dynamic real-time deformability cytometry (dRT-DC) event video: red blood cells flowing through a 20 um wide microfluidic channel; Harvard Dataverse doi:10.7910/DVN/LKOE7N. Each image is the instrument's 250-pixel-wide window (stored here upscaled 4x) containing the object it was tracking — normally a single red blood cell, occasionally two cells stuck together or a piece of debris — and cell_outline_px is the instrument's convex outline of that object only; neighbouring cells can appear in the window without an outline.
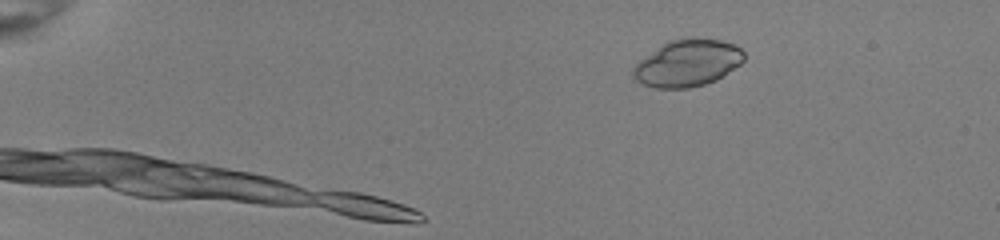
{"species": "common noctule bat (a hibernating species)", "species_latin": "Nyctalus noctula", "temperature_condition": "room temperature", "stored_images_in_passage": 31, "segment_of_instrument_passage": [1, 2], "camera_frame_rate_fps": 3000, "um_per_image_px": 0.085, "animal": {"sex": "female", "body_mass_g": 22.0, "forearm_length_mm": 56.7}, "frame": {"image": 1, "passage_image": 1, "time_ms": 0.0, "image_size_px": [1000, 240], "cell_outline_px": [[744, 60], [740, 64], [716, 80], [704, 84], [688, 88], [656, 88], [644, 84], [636, 80], [632, 72], [632, 68], [640, 60], [660, 44], [668, 40], [692, 36], [720, 40], [732, 44], [740, 48], [744, 52]], "centroid_in_image_um": [58.43, 5.33], "position_along_channel_um": 26.6, "area_um2": 30.4}}